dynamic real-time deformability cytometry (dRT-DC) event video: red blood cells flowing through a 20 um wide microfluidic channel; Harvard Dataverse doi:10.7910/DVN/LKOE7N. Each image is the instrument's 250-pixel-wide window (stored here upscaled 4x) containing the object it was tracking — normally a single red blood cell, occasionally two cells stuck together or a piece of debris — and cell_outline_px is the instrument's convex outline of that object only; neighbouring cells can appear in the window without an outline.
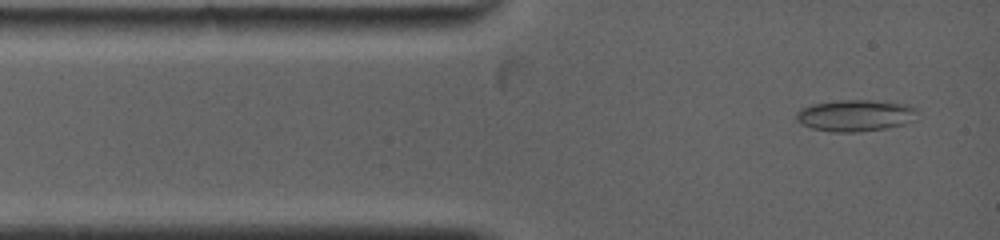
{"species": "common noctule bat (a hibernating species)", "species_latin": "Nyctalus noctula", "temperature_condition": "warm", "stored_images_in_passage": 4, "camera_frame_rate_fps": 5000, "um_per_image_px": 0.085, "animal": {"sex": "female", "body_mass_g": 19.0, "forearm_length_mm": 53.3}, "frame": {"image": 1, "passage_image": 2, "time_ms": 0.4, "image_size_px": [1000, 240], "cell_outline_px": [[916, 120], [904, 124], [884, 128], [856, 132], [832, 132], [812, 128], [800, 124], [796, 120], [796, 112], [800, 108], [812, 104], [836, 100], [868, 100], [904, 104], [916, 108]], "centroid_in_image_um": [72.66, 9.82], "position_along_channel_um": 12.3, "area_um2": 22.31}}
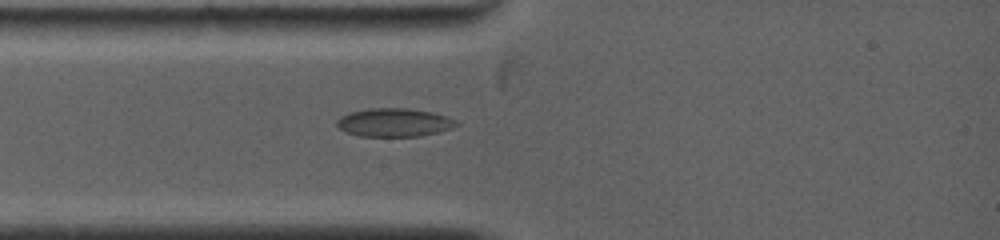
{"frame": {"image": 2, "passage_image": 4, "time_ms": 2.2, "image_size_px": [1000, 240], "cell_outline_px": [[460, 124], [452, 128], [440, 132], [420, 136], [360, 136], [344, 132], [336, 124], [336, 120], [340, 116], [348, 112], [368, 108], [408, 108], [432, 112], [448, 116], [456, 120]], "centroid_in_image_um": [33.51, 10.4], "position_along_channel_um": 51.5, "area_um2": 20.06}}